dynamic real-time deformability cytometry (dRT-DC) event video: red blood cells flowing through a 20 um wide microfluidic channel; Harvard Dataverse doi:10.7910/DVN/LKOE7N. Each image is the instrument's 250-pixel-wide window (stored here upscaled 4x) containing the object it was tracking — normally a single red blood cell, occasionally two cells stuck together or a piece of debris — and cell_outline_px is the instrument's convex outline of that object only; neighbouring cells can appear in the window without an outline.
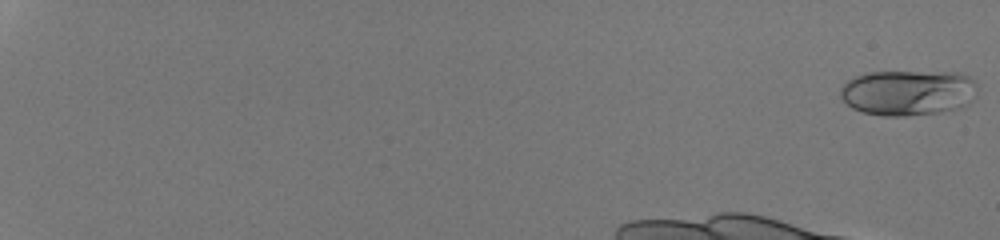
{"species": "human", "species_latin": "Homo sapiens", "temperature_condition": "room temperature", "stored_images_in_passage": 24, "camera_frame_rate_fps": 3000, "um_per_image_px": 0.085, "donor": {"sex": "male"}, "frame": {"image": 1, "passage_image": 1, "time_ms": 0.0, "image_size_px": [1000, 240], "cell_outline_px": [[976, 96], [968, 104], [960, 108], [940, 112], [904, 116], [884, 116], [864, 112], [852, 108], [840, 96], [840, 88], [848, 80], [864, 72], [960, 72], [968, 76], [976, 84]], "centroid_in_image_um": [77.2, 7.87], "position_along_channel_um": 7.8, "area_um2": 36.59}}
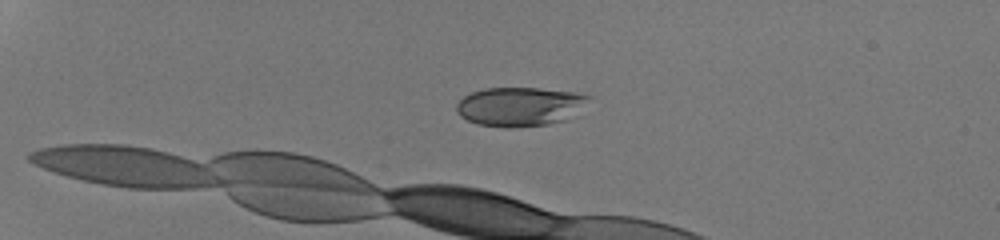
{"frame": {"image": 2, "passage_image": 16, "time_ms": 5.0, "image_size_px": [1000, 240], "cell_outline_px": [[592, 96], [568, 120], [548, 124], [512, 128], [504, 128], [476, 124], [460, 116], [456, 112], [456, 104], [464, 96], [472, 92], [484, 88], [540, 88], [572, 92]], "centroid_in_image_um": [44.15, 9.07], "position_along_channel_um": 40.9, "area_um2": 30.17}}